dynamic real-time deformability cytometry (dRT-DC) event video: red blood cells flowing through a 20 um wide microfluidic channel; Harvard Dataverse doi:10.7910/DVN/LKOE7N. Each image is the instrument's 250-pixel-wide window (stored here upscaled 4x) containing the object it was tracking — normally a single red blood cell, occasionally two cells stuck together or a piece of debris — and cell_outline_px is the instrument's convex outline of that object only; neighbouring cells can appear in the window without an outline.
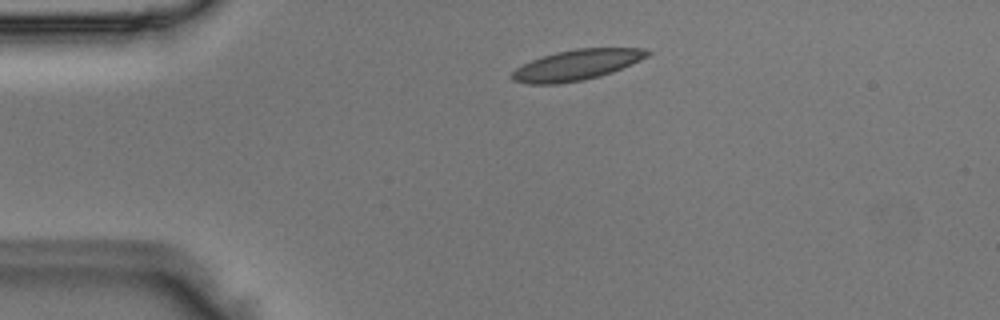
{"species": "Egyptian fruit bat (a non-hibernating species)", "species_latin": "Rousettus aegyptiacus", "temperature_condition": "room temperature", "stored_images_in_passage": 2, "camera_frame_rate_fps": 3000, "um_per_image_px": 0.085, "animal": {"sex": "male"}, "frame": {"image": 1, "passage_image": 1, "time_ms": 0.0, "image_size_px": [1000, 320], "cell_outline_px": [[652, 52], [648, 56], [632, 64], [612, 72], [600, 76], [584, 80], [556, 84], [528, 84], [512, 80], [512, 72], [516, 68], [532, 60], [556, 52], [576, 48], [644, 48]], "centroid_in_image_um": [49.04, 5.52], "position_along_channel_um": 36.0, "area_um2": 23.99}}